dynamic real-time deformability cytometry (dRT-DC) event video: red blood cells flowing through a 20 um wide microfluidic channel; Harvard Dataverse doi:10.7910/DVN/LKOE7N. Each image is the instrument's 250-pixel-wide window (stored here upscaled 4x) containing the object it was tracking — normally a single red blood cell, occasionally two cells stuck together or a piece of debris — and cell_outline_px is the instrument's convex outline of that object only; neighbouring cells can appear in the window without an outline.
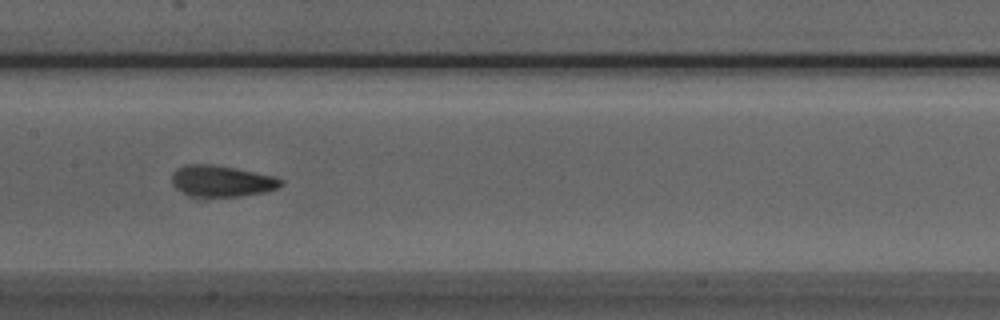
{"species": "Egyptian fruit bat (a non-hibernating species)", "species_latin": "Rousettus aegyptiacus", "temperature_condition": "room temperature", "stored_images_in_passage": 38, "camera_frame_rate_fps": 3000, "um_per_image_px": 0.085, "animal": {"sex": "male"}, "frame": {"image": 1, "passage_image": 12, "time_ms": 3.667, "image_size_px": [1000, 320], "cell_outline_px": [[284, 184], [276, 188], [260, 192], [240, 196], [188, 196], [176, 188], [172, 184], [172, 172], [188, 164], [212, 164], [236, 168], [272, 176], [280, 180]], "centroid_in_image_um": [18.78, 15.38], "position_along_channel_um": 188.6, "area_um2": 19.48}}
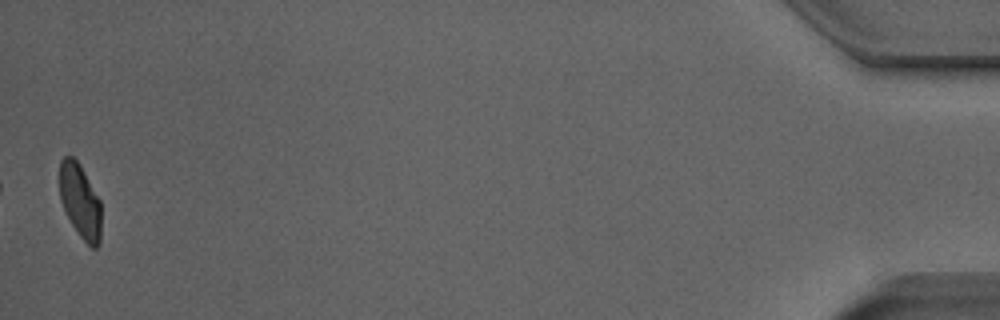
{"frame": {"image": 2, "passage_image": 38, "time_ms": 12.333, "image_size_px": [1000, 320], "cell_outline_px": [[100, 244], [96, 248], [92, 248], [80, 236], [72, 224], [60, 200], [60, 160], [64, 156], [72, 156], [80, 164], [100, 200]], "centroid_in_image_um": [6.81, 17.08], "position_along_channel_um": 428.4, "area_um2": 17.8}, "authors_computed_cell_mechanics": {"area_um2": 19.3919, "velocity_mm_per_s": 3.9272, "shape_relaxation_time_tau1_ms": 3.789, "shape_relaxation_time_tau2_ms": 1.2192, "deformation_change_tau1": 0.1527, "deformation_change_tau2": 0.0806}}